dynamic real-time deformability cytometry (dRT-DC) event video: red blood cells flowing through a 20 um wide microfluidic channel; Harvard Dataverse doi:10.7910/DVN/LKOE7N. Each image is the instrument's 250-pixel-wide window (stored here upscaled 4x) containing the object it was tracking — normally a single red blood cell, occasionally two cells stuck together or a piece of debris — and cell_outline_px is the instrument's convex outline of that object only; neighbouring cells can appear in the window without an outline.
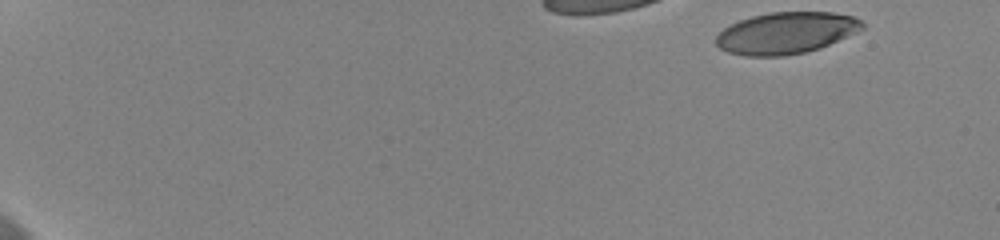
{"species": "human", "species_latin": "Homo sapiens", "temperature_condition": "cold", "stored_images_in_passage": 13, "camera_frame_rate_fps": 3000, "um_per_image_px": 0.085, "donor": {"sex": "female"}, "frame": {"image": 1, "passage_image": 1, "time_ms": 0.0, "image_size_px": [1000, 240], "cell_outline_px": [[864, 28], [856, 32], [820, 48], [804, 52], [784, 56], [748, 56], [728, 52], [720, 48], [716, 44], [716, 36], [724, 28], [740, 20], [752, 16], [768, 12], [832, 12], [852, 16], [860, 20], [864, 24]], "centroid_in_image_um": [66.81, 2.8], "position_along_channel_um": 18.2, "area_um2": 35.26}}
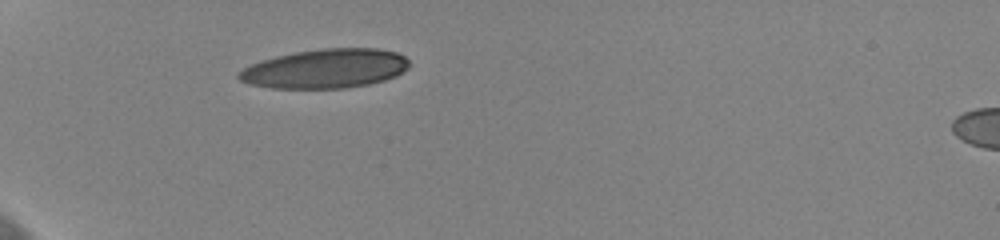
{"frame": {"image": 2, "passage_image": 6, "time_ms": 1.667, "image_size_px": [1000, 240], "cell_outline_px": [[412, 64], [404, 72], [396, 76], [384, 80], [368, 84], [344, 88], [272, 88], [248, 84], [240, 80], [236, 76], [236, 72], [252, 64], [276, 56], [296, 52], [324, 48], [376, 48], [396, 52], [404, 56]], "centroid_in_image_um": [27.67, 5.83], "position_along_channel_um": 57.3, "area_um2": 39.02}}